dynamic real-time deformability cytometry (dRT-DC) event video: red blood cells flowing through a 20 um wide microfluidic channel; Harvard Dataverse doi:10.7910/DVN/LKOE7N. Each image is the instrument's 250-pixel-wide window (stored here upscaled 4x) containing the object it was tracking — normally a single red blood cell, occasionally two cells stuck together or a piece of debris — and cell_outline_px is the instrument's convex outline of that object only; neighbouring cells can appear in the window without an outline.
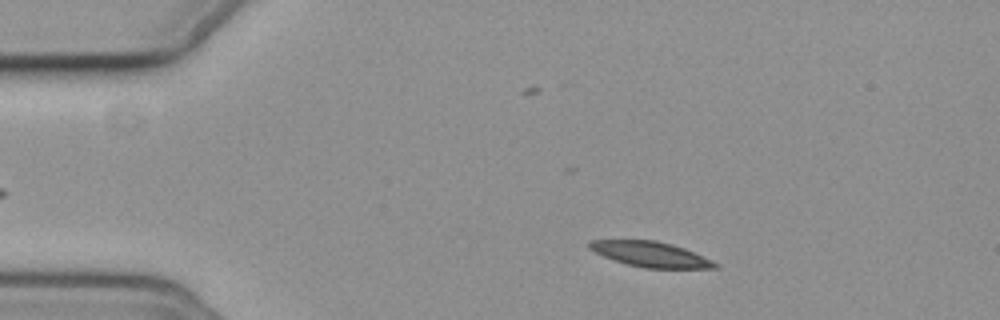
{"species": "common noctule bat (a hibernating species)", "species_latin": "Nyctalus noctula", "temperature_condition": "cold", "stored_images_in_passage": 54, "camera_frame_rate_fps": 3000, "um_per_image_px": 0.085, "animal": {"sex": "female", "body_mass_g": 19.3, "forearm_length_mm": 54.1}, "frame": {"image": 1, "passage_image": 7, "time_ms": 2.0, "image_size_px": [1000, 320], "cell_outline_px": [[720, 268], [644, 268], [628, 264], [604, 256], [588, 248], [588, 240], [656, 240], [672, 244], [684, 248], [712, 260], [720, 264]], "centroid_in_image_um": [55.33, 21.61], "position_along_channel_um": 29.7, "area_um2": 18.38}}
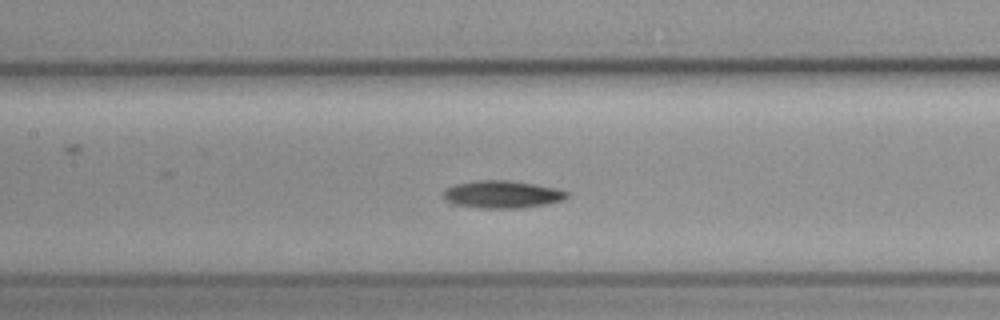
{"frame": {"image": 2, "passage_image": 23, "time_ms": 7.333, "image_size_px": [1000, 320], "cell_outline_px": [[572, 192], [568, 196], [560, 200], [548, 204], [524, 208], [476, 208], [452, 204], [440, 196], [444, 188], [456, 184], [476, 180], [512, 180], [536, 184], [556, 188]], "centroid_in_image_um": [42.65, 16.52], "position_along_channel_um": 164.7, "area_um2": 20.29}}
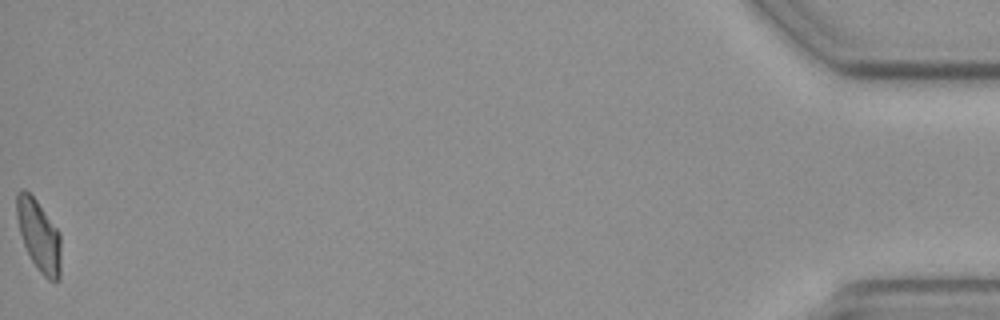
{"frame": {"image": 3, "passage_image": 54, "time_ms": 17.667, "image_size_px": [1000, 320], "cell_outline_px": [[60, 276], [56, 280], [48, 280], [36, 268], [24, 244], [20, 232], [16, 216], [16, 192], [20, 188], [24, 188], [36, 200], [60, 232]], "centroid_in_image_um": [3.29, 19.98], "position_along_channel_um": 431.9, "area_um2": 18.32}, "authors_computed_cell_mechanics": {"area_um2": 18.785, "velocity_mm_per_s": 3.6341, "shape_relaxation_time_tau1_ms": 3.7106, "shape_relaxation_time_tau2_ms": null, "deformation_change_tau1": 0.0988, "deformation_change_tau2": null}}